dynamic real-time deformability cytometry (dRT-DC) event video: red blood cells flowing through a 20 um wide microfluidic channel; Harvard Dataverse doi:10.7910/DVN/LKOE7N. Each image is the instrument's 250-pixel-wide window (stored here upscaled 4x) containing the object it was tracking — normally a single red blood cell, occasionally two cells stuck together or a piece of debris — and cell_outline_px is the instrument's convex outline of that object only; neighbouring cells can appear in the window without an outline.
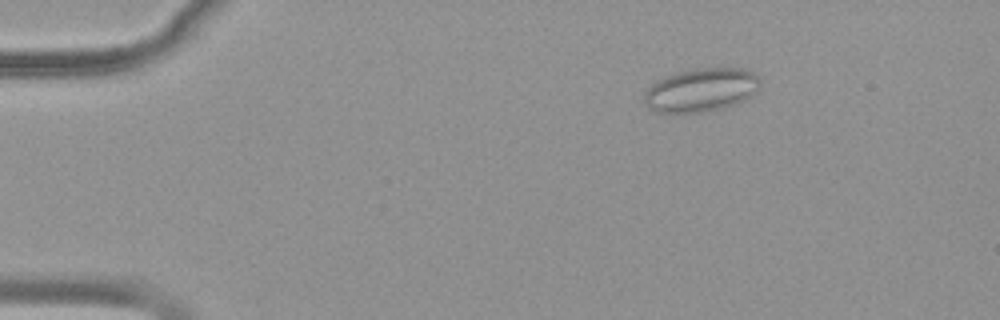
{"species": "common noctule bat (a hibernating species)", "species_latin": "Nyctalus noctula", "temperature_condition": "warm", "stored_images_in_passage": 54, "camera_frame_rate_fps": 3000, "um_per_image_px": 0.085, "animal": {"sex": "female", "body_mass_g": 19.9}, "frame": {"image": 1, "passage_image": 9, "time_ms": 2.667, "image_size_px": [1000, 320], "cell_outline_px": [[760, 84], [752, 96], [748, 100], [724, 108], [704, 112], [656, 112], [648, 108], [644, 104], [644, 92], [656, 80], [664, 76], [676, 72], [696, 68], [748, 68], [756, 72], [760, 76]], "centroid_in_image_um": [59.63, 7.64], "position_along_channel_um": 25.4, "area_um2": 30.0}}
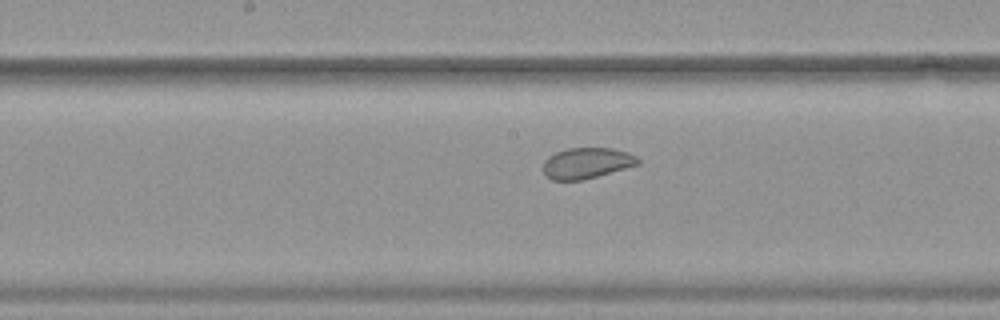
{"frame": {"image": 2, "passage_image": 29, "time_ms": 9.333, "image_size_px": [1000, 320], "cell_outline_px": [[640, 164], [584, 180], [552, 180], [544, 176], [544, 160], [548, 156], [556, 152], [568, 148], [612, 148], [628, 152], [636, 156], [640, 160]], "centroid_in_image_um": [49.87, 13.87], "position_along_channel_um": 198.3, "area_um2": 17.17}}
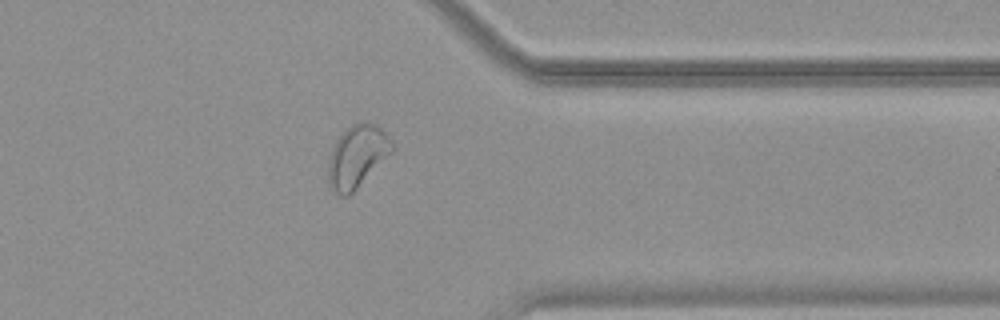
{"frame": {"image": 3, "passage_image": 44, "time_ms": 14.333, "image_size_px": [1000, 320], "cell_outline_px": [[396, 148], [348, 196], [340, 196], [328, 184], [328, 160], [332, 148], [336, 140], [352, 124], [360, 120], [376, 124], [392, 140]], "centroid_in_image_um": [30.36, 13.26], "position_along_channel_um": 381.0, "area_um2": 23.0}, "authors_computed_cell_mechanics": {"area_um2": 23.5246, "velocity_mm_per_s": 3.7752, "shape_relaxation_time_tau1_ms": null, "shape_relaxation_time_tau2_ms": 1.3227, "deformation_change_tau1": null, "deformation_change_tau2": 0.0571}}